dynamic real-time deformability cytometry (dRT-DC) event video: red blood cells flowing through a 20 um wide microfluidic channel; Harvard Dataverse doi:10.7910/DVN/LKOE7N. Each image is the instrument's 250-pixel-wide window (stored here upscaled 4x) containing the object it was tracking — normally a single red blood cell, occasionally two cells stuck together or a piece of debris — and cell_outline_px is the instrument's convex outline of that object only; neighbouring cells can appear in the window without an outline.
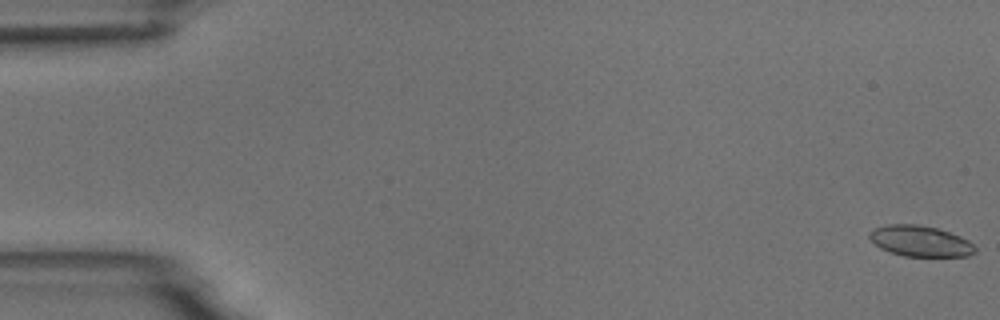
{"species": "common noctule bat (a hibernating species)", "species_latin": "Nyctalus noctula", "temperature_condition": "room temperature", "stored_images_in_passage": 7, "camera_frame_rate_fps": 3000, "um_per_image_px": 0.085, "animal": {"sex": "male", "body_mass_g": 18.8}, "frame": {"image": 1, "passage_image": 1, "time_ms": 0.0, "image_size_px": [1000, 320], "cell_outline_px": [[976, 252], [968, 256], [904, 256], [880, 248], [868, 236], [868, 232], [872, 228], [888, 224], [920, 224], [936, 228], [960, 236], [968, 240], [976, 248]], "centroid_in_image_um": [78.21, 20.48], "position_along_channel_um": 6.8, "area_um2": 18.96}}
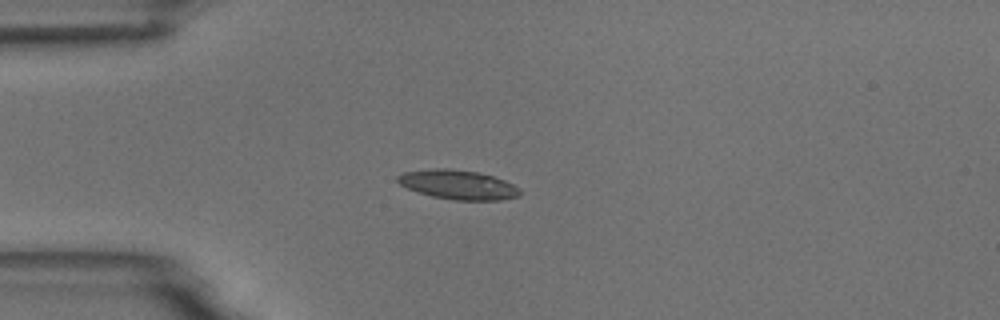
{"frame": {"image": 2, "passage_image": 5, "time_ms": 4.667, "image_size_px": [1000, 320], "cell_outline_px": [[520, 196], [500, 200], [452, 200], [432, 196], [416, 192], [400, 184], [396, 180], [396, 176], [404, 172], [432, 168], [448, 168], [476, 172], [492, 176], [504, 180], [520, 188]], "centroid_in_image_um": [38.91, 15.7], "position_along_channel_um": 46.1, "area_um2": 20.92}}
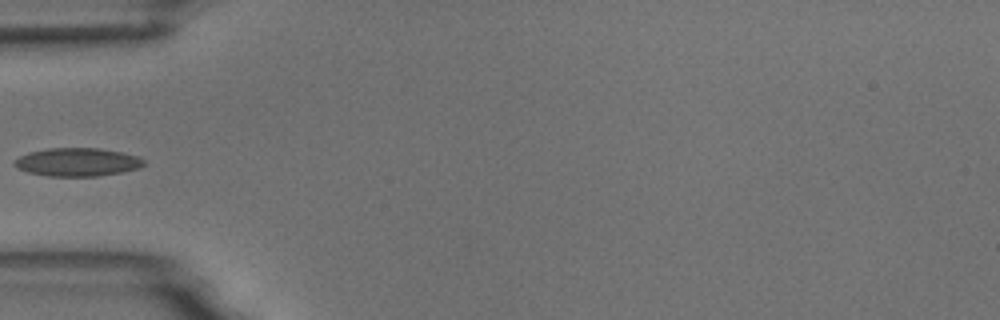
{"frame": {"image": 3, "passage_image": 6, "time_ms": 6.0, "image_size_px": [1000, 320], "cell_outline_px": [[144, 164], [140, 168], [120, 172], [96, 176], [48, 176], [28, 172], [16, 168], [12, 164], [12, 160], [28, 152], [48, 148], [100, 148], [140, 156], [144, 160]], "centroid_in_image_um": [6.54, 13.77], "position_along_channel_um": 78.5, "area_um2": 21.44}}